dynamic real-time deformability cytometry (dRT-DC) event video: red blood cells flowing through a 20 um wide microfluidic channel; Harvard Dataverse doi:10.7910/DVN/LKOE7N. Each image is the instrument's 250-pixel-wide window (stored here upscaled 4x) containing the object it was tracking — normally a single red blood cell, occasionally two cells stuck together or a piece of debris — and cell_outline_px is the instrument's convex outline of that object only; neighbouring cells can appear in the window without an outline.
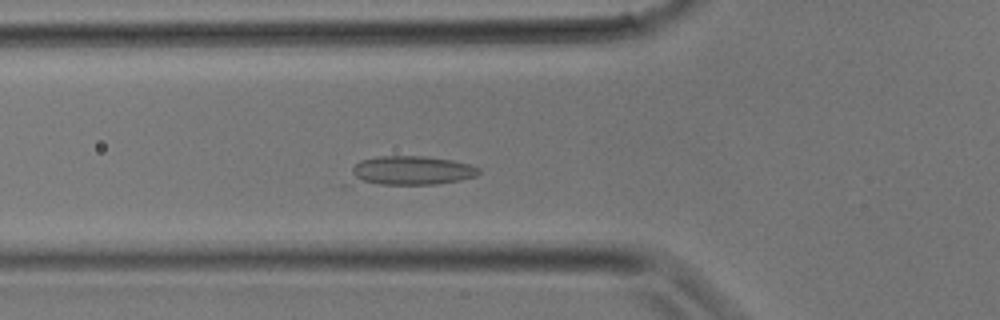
{"species": "common noctule bat (a hibernating species)", "species_latin": "Nyctalus noctula", "temperature_condition": "room temperature", "stored_images_in_passage": 31, "camera_frame_rate_fps": 3000, "um_per_image_px": 0.085, "animal": {"sex": "male", "body_mass_g": 17.9}, "frame": {"image": 1, "passage_image": 10, "time_ms": 3.0, "image_size_px": [1000, 320], "cell_outline_px": [[480, 172], [476, 176], [460, 180], [436, 184], [352, 188], [344, 188], [340, 184], [352, 168], [360, 160], [376, 156], [424, 156], [452, 160], [468, 164], [480, 168]], "centroid_in_image_um": [34.55, 14.6], "position_along_channel_um": 91.3, "area_um2": 24.1}}
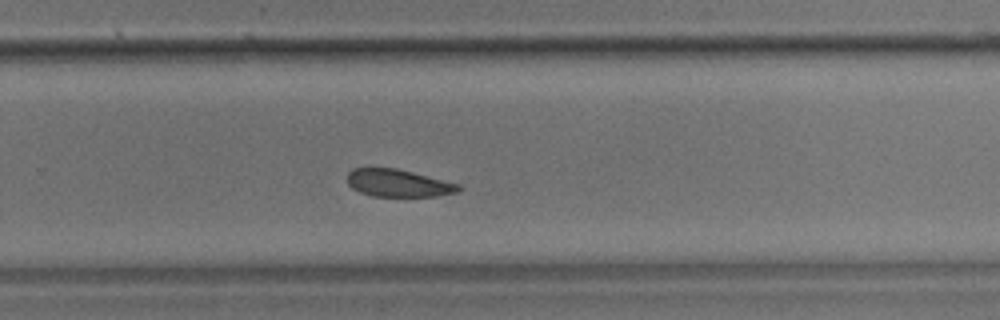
{"frame": {"image": 2, "passage_image": 20, "time_ms": 6.333, "image_size_px": [1000, 320], "cell_outline_px": [[460, 188], [456, 192], [436, 196], [372, 196], [360, 192], [352, 188], [348, 184], [348, 172], [352, 168], [396, 168], [460, 184]], "centroid_in_image_um": [33.82, 15.56], "position_along_channel_um": 296.0, "area_um2": 17.63}}
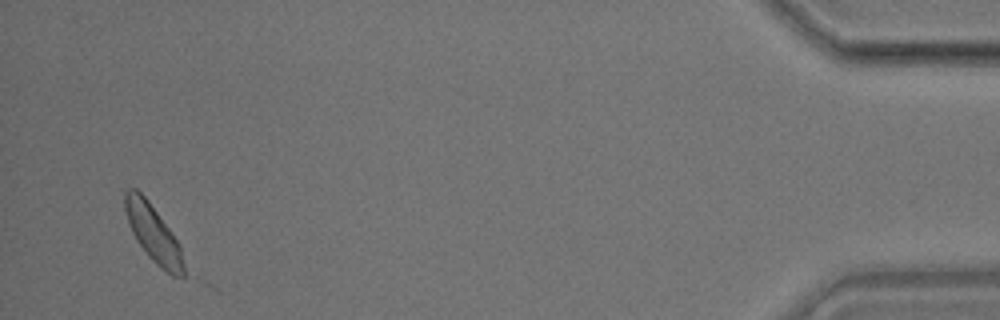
{"frame": {"image": 3, "passage_image": 30, "time_ms": 9.667, "image_size_px": [1000, 320], "cell_outline_px": [[184, 276], [172, 276], [160, 268], [148, 256], [136, 240], [132, 232], [124, 208], [124, 192], [128, 188], [136, 188], [148, 200], [168, 228], [176, 240], [180, 248], [184, 264]], "centroid_in_image_um": [13.0, 19.84], "position_along_channel_um": 422.2, "area_um2": 19.19}}